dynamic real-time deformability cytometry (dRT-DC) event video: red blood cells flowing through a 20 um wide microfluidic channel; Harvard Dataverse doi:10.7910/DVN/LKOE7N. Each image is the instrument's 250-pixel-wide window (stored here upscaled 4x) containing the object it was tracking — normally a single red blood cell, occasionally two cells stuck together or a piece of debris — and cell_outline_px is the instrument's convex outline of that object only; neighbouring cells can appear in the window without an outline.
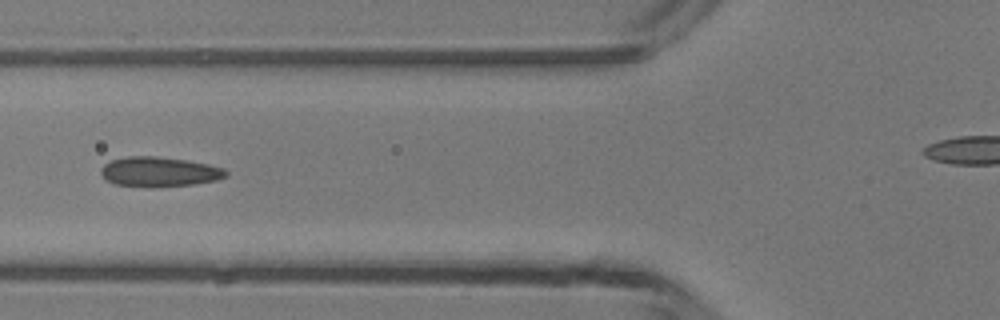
{"species": "common noctule bat (a hibernating species)", "species_latin": "Nyctalus noctula", "temperature_condition": "room temperature", "stored_images_in_passage": 6, "camera_frame_rate_fps": 3000, "um_per_image_px": 0.085, "animal": {"sex": "male", "body_mass_g": 13.3}, "frame": {"image": 1, "passage_image": 6, "time_ms": 6.667, "image_size_px": [1000, 320], "cell_outline_px": [[228, 176], [216, 180], [192, 184], [148, 188], [116, 184], [108, 180], [100, 172], [100, 168], [104, 164], [112, 160], [128, 156], [156, 156], [188, 160], [208, 164], [224, 168], [228, 172]], "centroid_in_image_um": [13.55, 14.6], "position_along_channel_um": 112.2, "area_um2": 21.79}}